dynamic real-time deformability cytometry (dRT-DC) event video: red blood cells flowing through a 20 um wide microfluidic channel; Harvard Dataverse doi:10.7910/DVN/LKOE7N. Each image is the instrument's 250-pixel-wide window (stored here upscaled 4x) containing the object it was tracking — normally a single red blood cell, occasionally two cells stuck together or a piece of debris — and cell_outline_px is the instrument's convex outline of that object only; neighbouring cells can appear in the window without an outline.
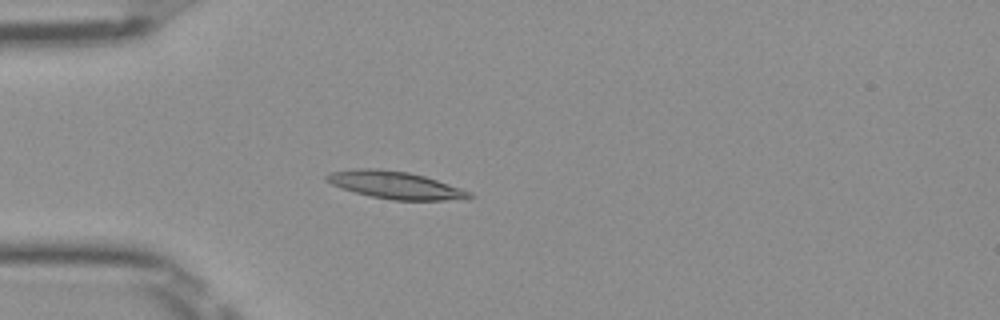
{"species": "Egyptian fruit bat (a non-hibernating species)", "species_latin": "Rousettus aegyptiacus", "temperature_condition": "room temperature", "stored_images_in_passage": 51, "camera_frame_rate_fps": 3000, "um_per_image_px": 0.085, "frame": {"image": 1, "passage_image": 15, "time_ms": 4.667, "image_size_px": [1000, 320], "cell_outline_px": [[476, 196], [468, 200], [392, 200], [372, 196], [356, 192], [332, 184], [324, 180], [324, 176], [328, 172], [356, 168], [380, 168], [408, 172], [424, 176], [472, 192]], "centroid_in_image_um": [33.63, 15.73], "position_along_channel_um": 51.4, "area_um2": 22.95}}
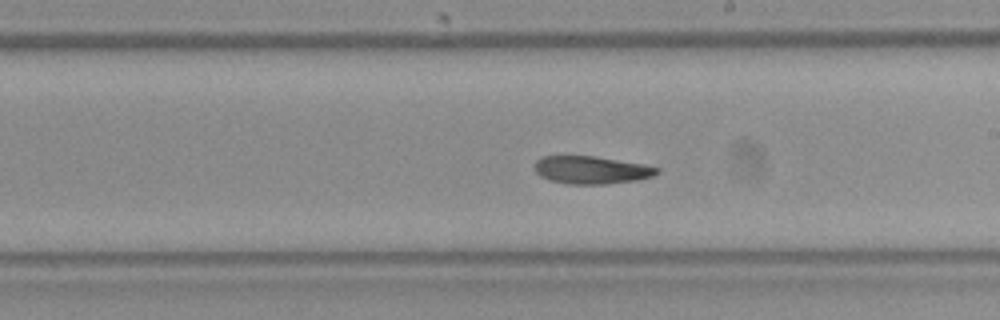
{"frame": {"image": 2, "passage_image": 30, "time_ms": 9.667, "image_size_px": [1000, 320], "cell_outline_px": [[660, 172], [652, 176], [636, 180], [604, 184], [568, 184], [548, 180], [540, 176], [532, 168], [536, 160], [540, 156], [596, 156], [644, 164], [660, 168]], "centroid_in_image_um": [50.23, 14.44], "position_along_channel_um": 238.8, "area_um2": 20.0}}
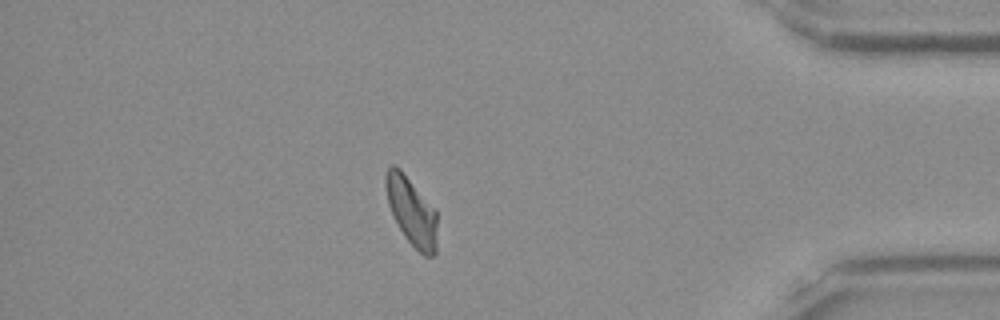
{"frame": {"image": 3, "passage_image": 45, "time_ms": 14.667, "image_size_px": [1000, 320], "cell_outline_px": [[436, 252], [432, 256], [424, 256], [404, 236], [388, 204], [384, 184], [384, 176], [388, 168], [392, 164], [400, 168], [436, 208]], "centroid_in_image_um": [34.98, 17.91], "position_along_channel_um": 400.2, "area_um2": 20.46}, "authors_computed_cell_mechanics": {"area_um2": 20.7502, "velocity_mm_per_s": 3.9722, "shape_relaxation_time_tau1_ms": 6.0472, "shape_relaxation_time_tau2_ms": 3.8774, "deformation_change_tau1": 0.169, "deformation_change_tau2": 0.1063}}